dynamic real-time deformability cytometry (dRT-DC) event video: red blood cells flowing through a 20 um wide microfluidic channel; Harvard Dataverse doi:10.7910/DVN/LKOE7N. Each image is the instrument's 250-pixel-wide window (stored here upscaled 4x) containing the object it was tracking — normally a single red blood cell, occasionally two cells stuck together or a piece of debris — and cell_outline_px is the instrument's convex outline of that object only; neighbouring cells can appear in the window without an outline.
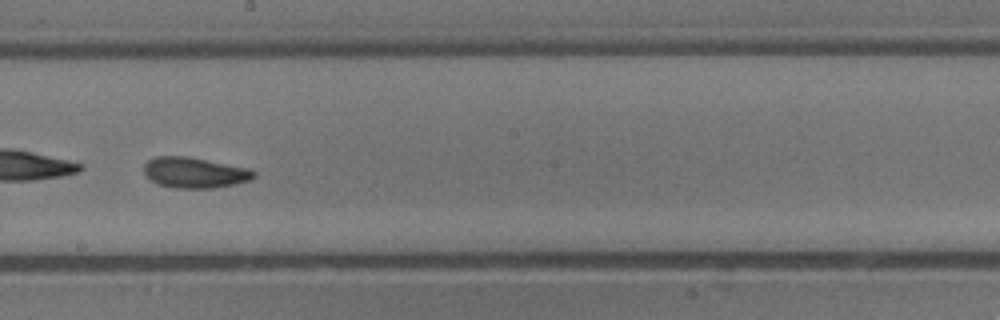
{"species": "common noctule bat (a hibernating species)", "species_latin": "Nyctalus noctula", "temperature_condition": "cold", "stored_images_in_passage": 54, "camera_frame_rate_fps": 3000, "um_per_image_px": 0.085, "animal": {"sex": "male", "body_mass_g": 13.3}, "frame": {"image": 1, "passage_image": 31, "time_ms": 10.0, "image_size_px": [1000, 320], "cell_outline_px": [[256, 176], [252, 180], [236, 184], [216, 188], [172, 188], [156, 184], [144, 172], [144, 164], [148, 160], [156, 156], [188, 156], [248, 168], [256, 172]], "centroid_in_image_um": [16.56, 14.68], "position_along_channel_um": 231.6, "area_um2": 19.83}, "authors_computed_cell_mechanics": {"area_um2": 19.3919, "velocity_mm_per_s": 3.6964, "shape_relaxation_time_tau1_ms": 2.9973, "shape_relaxation_time_tau2_ms": 3.2659, "deformation_change_tau1": 0.1127, "deformation_change_tau2": 0.1161}}